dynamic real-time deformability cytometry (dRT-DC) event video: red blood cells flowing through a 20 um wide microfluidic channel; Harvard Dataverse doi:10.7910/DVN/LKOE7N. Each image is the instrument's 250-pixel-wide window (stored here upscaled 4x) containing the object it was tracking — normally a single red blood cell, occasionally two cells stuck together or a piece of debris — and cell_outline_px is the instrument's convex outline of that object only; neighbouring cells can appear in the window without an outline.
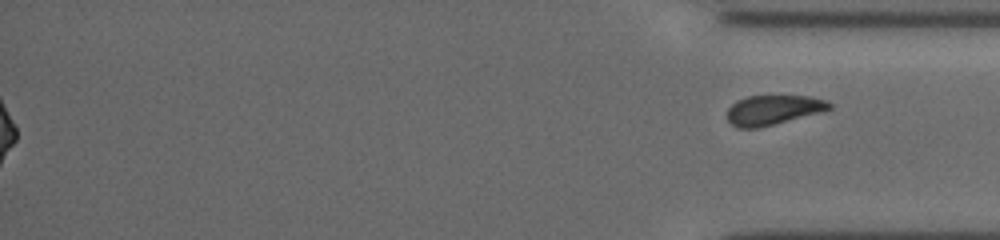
{"species": "common noctule bat (a hibernating species)", "species_latin": "Nyctalus noctula", "temperature_condition": "cold", "stored_images_in_passage": 36, "segment_of_instrument_passage": [2, 2], "camera_frame_rate_fps": 3000, "um_per_image_px": 0.085, "animal": {"sex": "female", "body_mass_g": 19.5, "forearm_length_mm": 54.1}, "frame": {"image": 1, "passage_image": 36, "time_ms": 11.667, "image_size_px": [1000, 240], "cell_outline_px": [[832, 108], [820, 112], [756, 128], [736, 128], [728, 120], [728, 108], [736, 100], [748, 96], [812, 96], [828, 100], [832, 104]], "centroid_in_image_um": [65.72, 9.33], "position_along_channel_um": 369.5, "area_um2": 17.51}}